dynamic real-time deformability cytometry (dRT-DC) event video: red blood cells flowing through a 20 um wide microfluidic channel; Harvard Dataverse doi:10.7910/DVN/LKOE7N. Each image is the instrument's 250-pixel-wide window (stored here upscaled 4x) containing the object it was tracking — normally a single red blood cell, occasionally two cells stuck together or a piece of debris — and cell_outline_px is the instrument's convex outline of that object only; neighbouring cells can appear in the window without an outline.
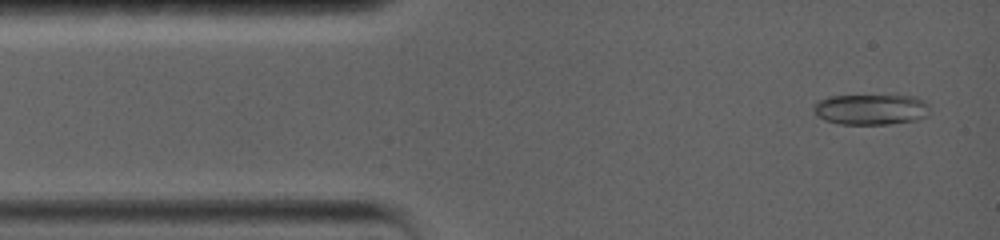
{"species": "common noctule bat (a hibernating species)", "species_latin": "Nyctalus noctula", "temperature_condition": "warm", "stored_images_in_passage": 55, "camera_frame_rate_fps": 5000, "um_per_image_px": 0.085, "animal": {"sex": "female", "body_mass_g": 19.0, "forearm_length_mm": 56.7}, "frame": {"image": 1, "passage_image": 1, "time_ms": 0.0, "image_size_px": [1000, 240], "cell_outline_px": [[928, 116], [916, 120], [888, 124], [840, 124], [824, 120], [816, 116], [812, 108], [816, 100], [832, 96], [916, 96], [928, 104]], "centroid_in_image_um": [73.99, 9.3], "position_along_channel_um": 11.0, "area_um2": 20.81}}
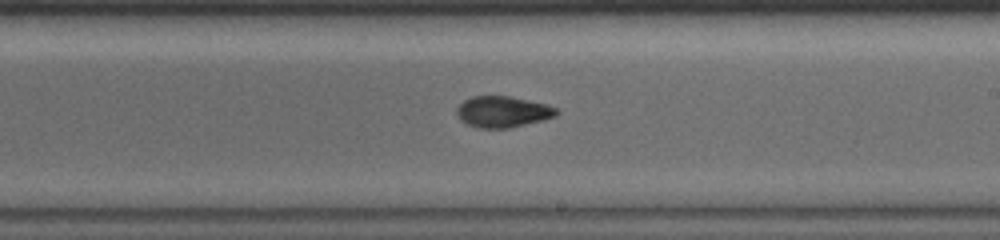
{"frame": {"image": 2, "passage_image": 25, "time_ms": 8.2, "image_size_px": [1000, 240], "cell_outline_px": [[560, 112], [556, 116], [544, 120], [508, 128], [480, 128], [468, 124], [460, 120], [456, 112], [456, 108], [464, 100], [472, 96], [508, 96], [548, 104], [556, 108]], "centroid_in_image_um": [42.75, 9.5], "position_along_channel_um": 246.3, "area_um2": 18.15}}
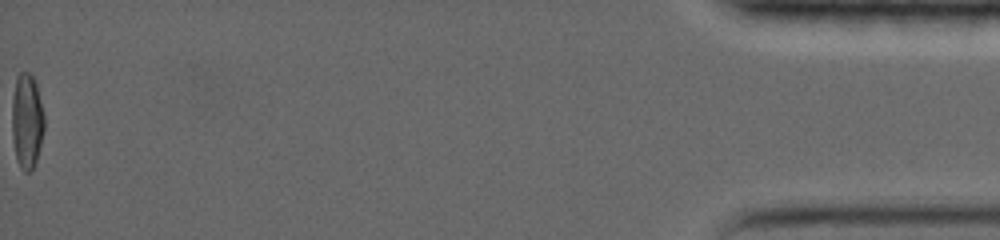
{"frame": {"image": 3, "passage_image": 55, "time_ms": 17.4, "image_size_px": [1000, 240], "cell_outline_px": [[44, 128], [36, 164], [28, 172], [24, 172], [20, 168], [16, 160], [12, 140], [12, 96], [16, 76], [20, 72], [32, 72], [36, 80], [44, 116]], "centroid_in_image_um": [2.28, 10.26], "position_along_channel_um": 432.9, "area_um2": 18.38}, "authors_computed_cell_mechanics": {"area_um2": 18.0336, "velocity_mm_per_s": 3.6088, "shape_relaxation_time_tau1_ms": null, "shape_relaxation_time_tau2_ms": 1.764, "deformation_change_tau1": null, "deformation_change_tau2": 0.0518}}